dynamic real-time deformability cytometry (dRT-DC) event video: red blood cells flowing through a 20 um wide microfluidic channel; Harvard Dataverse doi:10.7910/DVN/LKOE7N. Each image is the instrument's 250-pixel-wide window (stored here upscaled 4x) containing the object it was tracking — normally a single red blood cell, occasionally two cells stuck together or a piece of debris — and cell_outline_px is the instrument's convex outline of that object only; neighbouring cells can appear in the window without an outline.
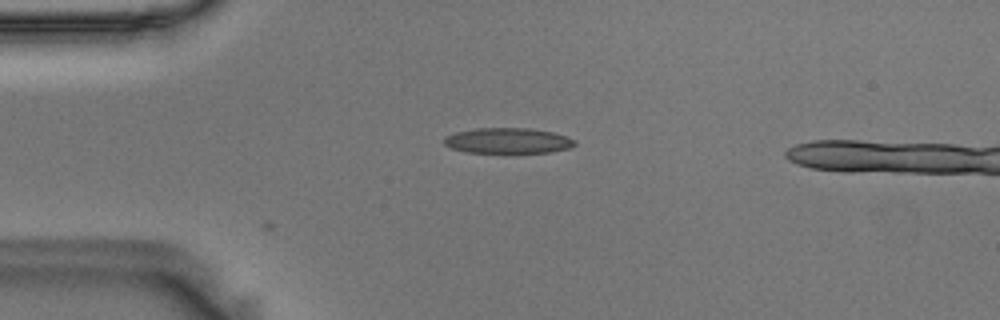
{"species": "Egyptian fruit bat (a non-hibernating species)", "species_latin": "Rousettus aegyptiacus", "temperature_condition": "room temperature", "stored_images_in_passage": 2, "camera_frame_rate_fps": 3000, "um_per_image_px": 0.085, "animal": {"sex": "male"}, "frame": {"image": 1, "passage_image": 2, "time_ms": 0.333, "image_size_px": [1000, 320], "cell_outline_px": [[576, 144], [568, 148], [552, 152], [508, 156], [464, 152], [452, 148], [444, 144], [444, 136], [456, 132], [476, 128], [532, 128], [552, 132], [568, 136], [576, 140]], "centroid_in_image_um": [43.18, 12.01], "position_along_channel_um": 41.8, "area_um2": 20.69}}